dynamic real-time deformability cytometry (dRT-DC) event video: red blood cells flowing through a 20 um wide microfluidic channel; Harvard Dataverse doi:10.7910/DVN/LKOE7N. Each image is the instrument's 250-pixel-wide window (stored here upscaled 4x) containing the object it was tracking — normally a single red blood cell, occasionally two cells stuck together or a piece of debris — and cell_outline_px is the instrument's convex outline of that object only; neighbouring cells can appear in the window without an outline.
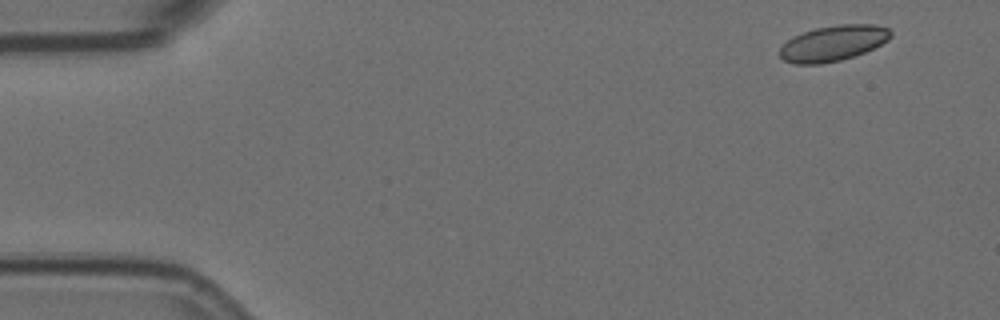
{"species": "Egyptian fruit bat (a non-hibernating species)", "species_latin": "Rousettus aegyptiacus", "temperature_condition": "room temperature", "stored_images_in_passage": 3, "camera_frame_rate_fps": 3000, "um_per_image_px": 0.085, "animal": {"sex": "female"}, "frame": {"image": 1, "passage_image": 1, "time_ms": 0.0, "image_size_px": [1000, 320], "cell_outline_px": [[892, 36], [888, 40], [864, 52], [840, 60], [820, 64], [796, 64], [784, 60], [780, 56], [780, 48], [792, 36], [816, 28], [840, 24], [876, 24], [888, 28], [892, 32]], "centroid_in_image_um": [70.82, 3.66], "position_along_channel_um": 14.2, "area_um2": 22.83}}